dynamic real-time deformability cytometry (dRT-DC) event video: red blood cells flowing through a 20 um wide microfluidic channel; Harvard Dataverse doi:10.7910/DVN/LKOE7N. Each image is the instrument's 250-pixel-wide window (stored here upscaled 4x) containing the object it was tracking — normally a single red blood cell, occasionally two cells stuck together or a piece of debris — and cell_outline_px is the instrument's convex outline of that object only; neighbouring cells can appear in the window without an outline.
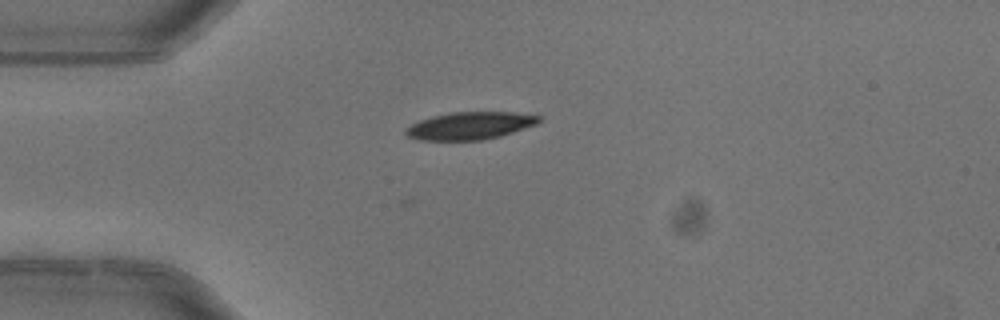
{"species": "common noctule bat (a hibernating species)", "species_latin": "Nyctalus noctula", "temperature_condition": "warm", "stored_images_in_passage": 4, "camera_frame_rate_fps": 3000, "um_per_image_px": 0.085, "animal": {"sex": "female"}, "frame": {"image": 1, "passage_image": 3, "time_ms": 0.667, "image_size_px": [1000, 320], "cell_outline_px": [[540, 120], [536, 124], [500, 136], [480, 140], [420, 140], [408, 136], [404, 132], [404, 128], [420, 120], [432, 116], [452, 112], [512, 112], [540, 116]], "centroid_in_image_um": [39.91, 10.68], "position_along_channel_um": 45.1, "area_um2": 21.15}}